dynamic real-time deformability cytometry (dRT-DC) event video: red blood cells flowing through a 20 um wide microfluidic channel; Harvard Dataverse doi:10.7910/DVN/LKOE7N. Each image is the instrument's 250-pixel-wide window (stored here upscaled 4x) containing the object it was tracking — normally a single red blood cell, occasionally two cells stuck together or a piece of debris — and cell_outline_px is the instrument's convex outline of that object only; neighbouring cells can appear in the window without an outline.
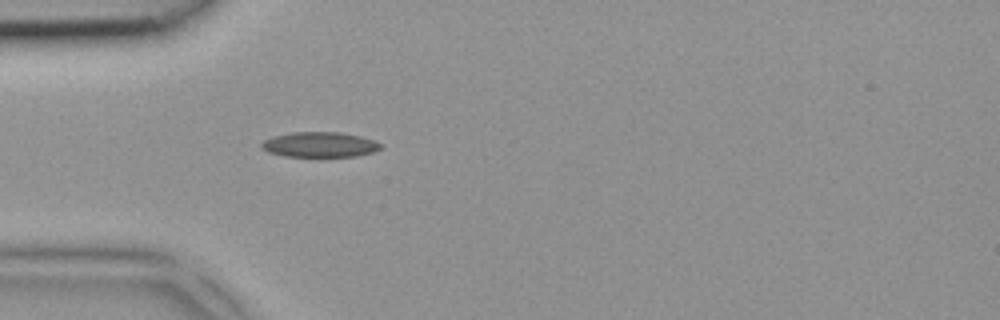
{"species": "common noctule bat (a hibernating species)", "species_latin": "Nyctalus noctula", "temperature_condition": "room temperature", "stored_images_in_passage": 2, "camera_frame_rate_fps": 3000, "um_per_image_px": 0.085, "animal": {"sex": "female", "body_mass_g": 18.4}, "frame": {"image": 1, "passage_image": 2, "time_ms": 0.333, "image_size_px": [1000, 320], "cell_outline_px": [[380, 148], [372, 152], [356, 156], [284, 156], [268, 152], [260, 148], [260, 144], [264, 140], [272, 136], [292, 132], [340, 132], [360, 136], [372, 140], [380, 144]], "centroid_in_image_um": [27.1, 12.28], "position_along_channel_um": 57.9, "area_um2": 17.34}}